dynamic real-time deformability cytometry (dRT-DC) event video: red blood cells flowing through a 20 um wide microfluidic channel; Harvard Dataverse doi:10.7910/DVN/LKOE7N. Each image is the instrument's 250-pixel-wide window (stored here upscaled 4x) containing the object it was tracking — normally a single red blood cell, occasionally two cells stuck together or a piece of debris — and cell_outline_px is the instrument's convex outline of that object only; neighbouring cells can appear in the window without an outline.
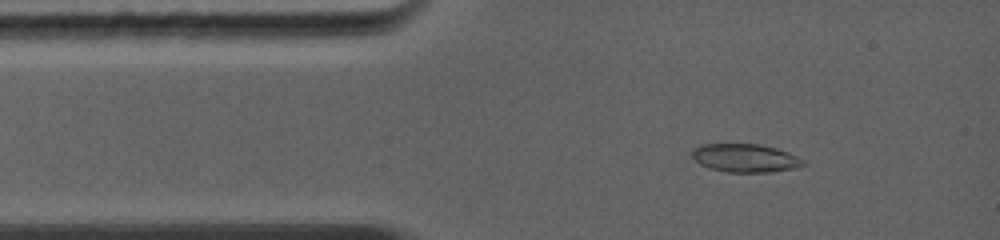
{"species": "common noctule bat (a hibernating species)", "species_latin": "Nyctalus noctula", "temperature_condition": "warm", "stored_images_in_passage": 26, "camera_frame_rate_fps": 5000, "um_per_image_px": 0.085, "animal": {"sex": "female", "body_mass_g": 19.0, "forearm_length_mm": 56.7}, "frame": {"image": 1, "passage_image": 2, "time_ms": 0.6, "image_size_px": [1000, 240], "cell_outline_px": [[804, 164], [792, 168], [772, 172], [728, 172], [708, 168], [700, 164], [692, 156], [692, 152], [696, 148], [704, 144], [756, 144], [776, 148], [792, 156]], "centroid_in_image_um": [63.24, 13.44], "position_along_channel_um": 21.8, "area_um2": 17.63}}
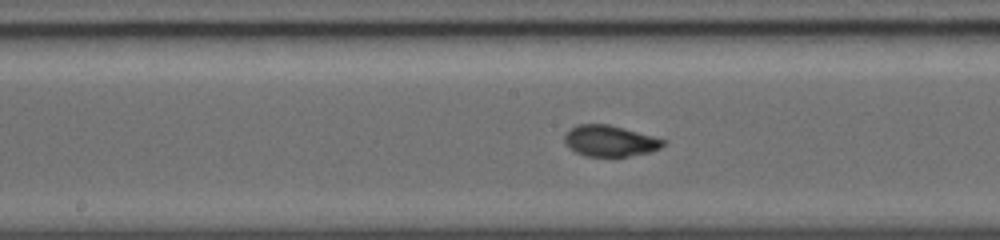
{"frame": {"image": 2, "passage_image": 14, "time_ms": 5.2, "image_size_px": [1000, 240], "cell_outline_px": [[668, 140], [660, 148], [652, 152], [628, 156], [584, 156], [568, 148], [564, 144], [564, 132], [576, 124], [608, 124], [624, 128]], "centroid_in_image_um": [51.81, 11.97], "position_along_channel_um": 196.4, "area_um2": 18.15}}
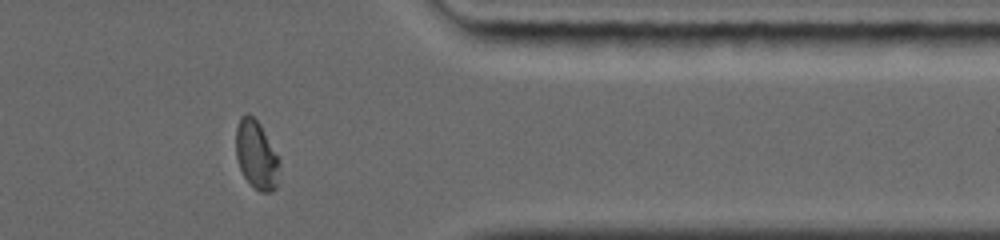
{"frame": {"image": 3, "passage_image": 23, "time_ms": 9.8, "image_size_px": [1000, 240], "cell_outline_px": [[280, 160], [276, 188], [272, 192], [260, 192], [244, 176], [240, 168], [236, 156], [236, 128], [240, 116], [244, 112], [248, 112], [260, 124]], "centroid_in_image_um": [21.78, 13.13], "position_along_channel_um": 389.6, "area_um2": 17.28}, "authors_computed_cell_mechanics": {"area_um2": 17.9469, "velocity_mm_per_s": 4.4329, "shape_relaxation_time_tau1_ms": 4.6782, "shape_relaxation_time_tau2_ms": null, "deformation_change_tau1": 0.1859, "deformation_change_tau2": null}}